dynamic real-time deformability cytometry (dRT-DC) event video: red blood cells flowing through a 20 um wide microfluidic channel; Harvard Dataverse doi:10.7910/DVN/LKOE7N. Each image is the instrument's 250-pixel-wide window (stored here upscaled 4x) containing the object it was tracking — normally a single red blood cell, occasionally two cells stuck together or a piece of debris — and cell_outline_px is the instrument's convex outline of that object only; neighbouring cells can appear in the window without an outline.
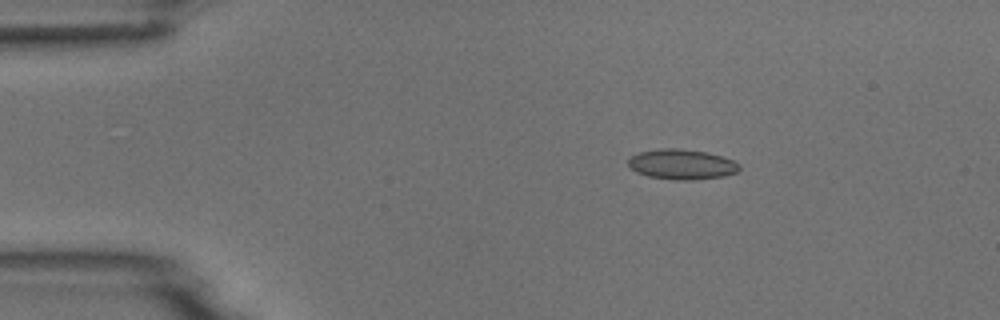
{"species": "common noctule bat (a hibernating species)", "species_latin": "Nyctalus noctula", "temperature_condition": "room temperature", "stored_images_in_passage": 4, "camera_frame_rate_fps": 3000, "um_per_image_px": 0.085, "animal": {"sex": "male", "body_mass_g": 18.8}, "frame": {"image": 1, "passage_image": 2, "time_ms": 1.0, "image_size_px": [1000, 320], "cell_outline_px": [[740, 168], [736, 172], [724, 176], [696, 180], [676, 180], [648, 176], [636, 172], [628, 164], [628, 160], [632, 156], [640, 152], [660, 148], [680, 148], [708, 152], [732, 160], [740, 164]], "centroid_in_image_um": [57.96, 13.97], "position_along_channel_um": 27.0, "area_um2": 19.54}}
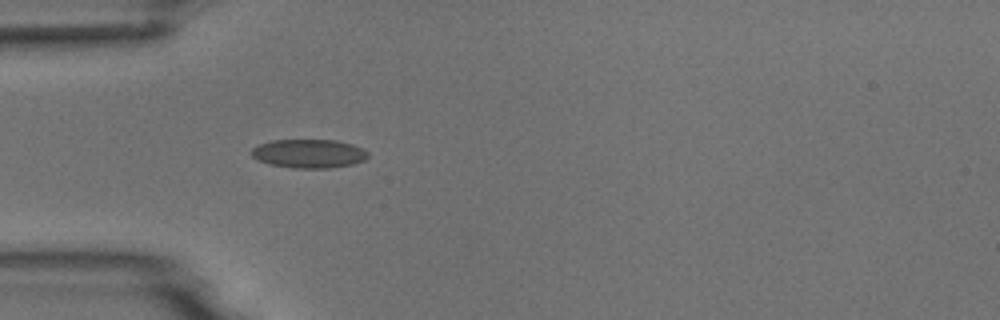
{"frame": {"image": 2, "passage_image": 4, "time_ms": 3.333, "image_size_px": [1000, 320], "cell_outline_px": [[368, 156], [364, 160], [352, 164], [328, 168], [292, 168], [272, 164], [260, 160], [252, 156], [252, 148], [260, 144], [272, 140], [336, 140], [352, 144], [364, 148], [368, 152]], "centroid_in_image_um": [26.29, 13.05], "position_along_channel_um": 58.7, "area_um2": 19.36}}